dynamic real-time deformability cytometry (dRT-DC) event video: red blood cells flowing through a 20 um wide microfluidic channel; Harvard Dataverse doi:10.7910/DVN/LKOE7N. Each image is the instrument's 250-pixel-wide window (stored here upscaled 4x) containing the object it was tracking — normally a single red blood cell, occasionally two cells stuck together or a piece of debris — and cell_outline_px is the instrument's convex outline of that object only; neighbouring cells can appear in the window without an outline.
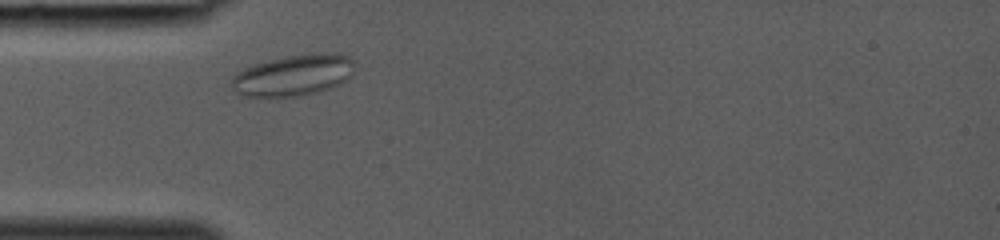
{"species": "common noctule bat (a hibernating species)", "species_latin": "Nyctalus noctula", "temperature_condition": "room temperature", "stored_images_in_passage": 26, "camera_frame_rate_fps": 3000, "um_per_image_px": 0.085, "animal": {"sex": "female", "body_mass_g": 19.0, "forearm_length_mm": 53.3}, "frame": {"image": 1, "passage_image": 2, "time_ms": 0.333, "image_size_px": [1000, 240], "cell_outline_px": [[356, 64], [348, 80], [340, 84], [320, 92], [300, 96], [240, 96], [232, 88], [232, 76], [236, 72], [244, 68], [268, 60], [284, 56], [324, 52], [340, 52], [348, 56]], "centroid_in_image_um": [24.98, 6.38], "position_along_channel_um": 60.0, "area_um2": 29.94}}
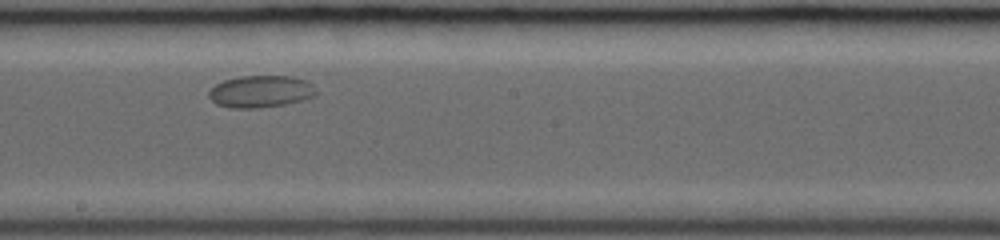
{"frame": {"image": 2, "passage_image": 13, "time_ms": 4.0, "image_size_px": [1000, 240], "cell_outline_px": [[316, 96], [284, 104], [260, 108], [232, 108], [216, 104], [208, 96], [208, 92], [216, 84], [224, 80], [240, 76], [292, 76], [304, 80], [312, 84], [316, 92]], "centroid_in_image_um": [22.14, 7.78], "position_along_channel_um": 226.1, "area_um2": 19.94}}
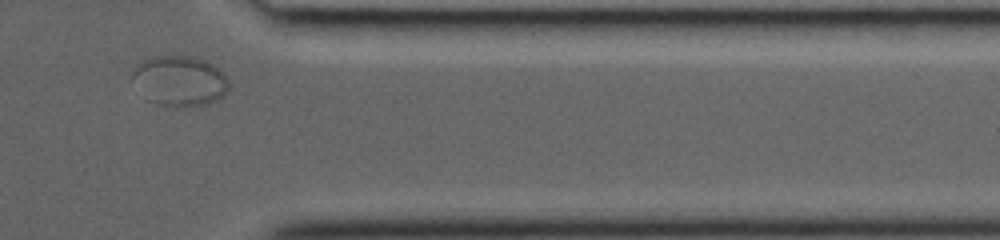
{"frame": {"image": 3, "passage_image": 24, "time_ms": 7.667, "image_size_px": [1000, 240], "cell_outline_px": [[228, 92], [224, 96], [208, 104], [184, 108], [176, 108], [156, 104], [148, 100], [132, 76], [132, 72], [144, 60], [156, 56], [192, 56], [204, 60], [212, 64], [228, 80]], "centroid_in_image_um": [15.31, 6.91], "position_along_channel_um": 396.1, "area_um2": 28.03}}